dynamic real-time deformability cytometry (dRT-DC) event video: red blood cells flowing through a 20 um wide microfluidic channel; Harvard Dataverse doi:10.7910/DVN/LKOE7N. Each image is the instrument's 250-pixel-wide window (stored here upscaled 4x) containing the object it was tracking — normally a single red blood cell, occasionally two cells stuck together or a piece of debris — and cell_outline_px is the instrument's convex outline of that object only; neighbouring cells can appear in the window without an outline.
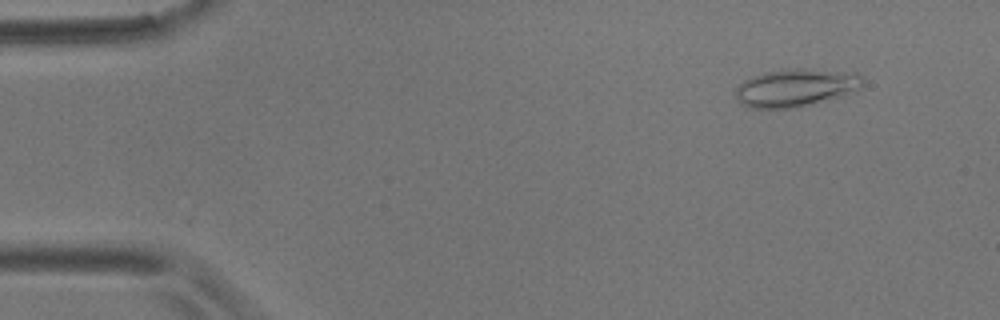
{"species": "common noctule bat (a hibernating species)", "species_latin": "Nyctalus noctula", "temperature_condition": "room temperature", "stored_images_in_passage": 6, "camera_frame_rate_fps": 3000, "um_per_image_px": 0.085, "animal": {"sex": "male", "body_mass_g": 17.9}, "frame": {"image": 1, "passage_image": 2, "time_ms": 1.333, "image_size_px": [1000, 320], "cell_outline_px": [[864, 84], [860, 88], [840, 96], [796, 108], [748, 108], [740, 104], [736, 100], [736, 88], [744, 80], [752, 76], [764, 72], [796, 68], [856, 72], [864, 80]], "centroid_in_image_um": [67.61, 7.45], "position_along_channel_um": 17.4, "area_um2": 28.03}}
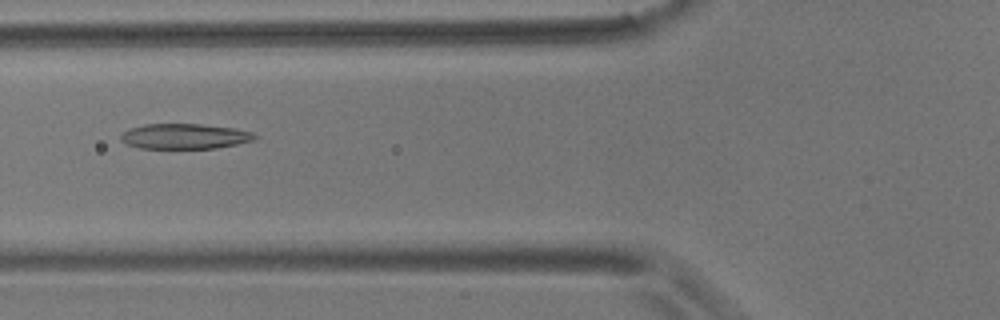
{"frame": {"image": 2, "passage_image": 6, "time_ms": 6.667, "image_size_px": [1000, 320], "cell_outline_px": [[256, 140], [216, 148], [140, 148], [124, 144], [120, 140], [120, 136], [128, 128], [144, 124], [200, 124], [232, 128], [252, 132], [256, 136]], "centroid_in_image_um": [15.64, 11.59], "position_along_channel_um": 110.2, "area_um2": 19.71}}